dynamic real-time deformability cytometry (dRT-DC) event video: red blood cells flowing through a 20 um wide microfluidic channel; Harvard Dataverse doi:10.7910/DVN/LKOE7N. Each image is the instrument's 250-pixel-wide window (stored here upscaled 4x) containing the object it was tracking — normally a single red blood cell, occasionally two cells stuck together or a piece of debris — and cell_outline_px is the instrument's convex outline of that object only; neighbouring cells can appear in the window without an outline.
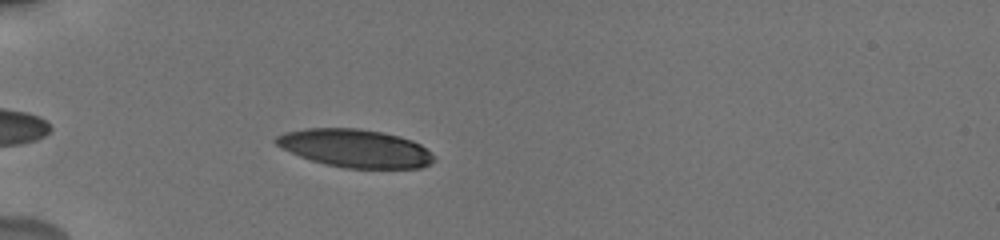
{"species": "human", "species_latin": "Homo sapiens", "temperature_condition": "cold", "stored_images_in_passage": 56, "camera_frame_rate_fps": 3000, "um_per_image_px": 0.085, "donor": {"sex": "male"}, "frame": {"image": 1, "passage_image": 4, "time_ms": 1.0, "image_size_px": [1000, 240], "cell_outline_px": [[436, 160], [420, 168], [344, 168], [324, 164], [300, 156], [276, 144], [272, 140], [276, 136], [284, 132], [308, 128], [360, 128], [400, 136], [412, 140], [420, 144], [436, 156]], "centroid_in_image_um": [30.21, 12.6], "position_along_channel_um": 54.8, "area_um2": 35.03}}
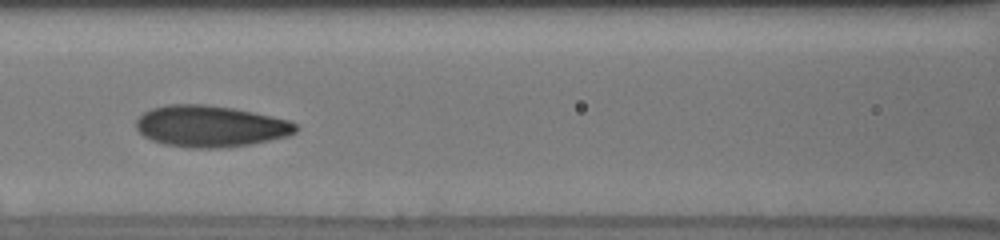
{"frame": {"image": 2, "passage_image": 19, "time_ms": 4.0, "image_size_px": [1000, 240], "cell_outline_px": [[300, 128], [296, 132], [288, 136], [252, 144], [224, 148], [192, 148], [164, 144], [152, 140], [144, 136], [136, 128], [136, 120], [144, 112], [152, 108], [168, 104], [204, 104], [232, 108], [272, 116], [288, 120], [296, 124]], "centroid_in_image_um": [17.9, 10.74], "position_along_channel_um": 148.7, "area_um2": 38.61}}
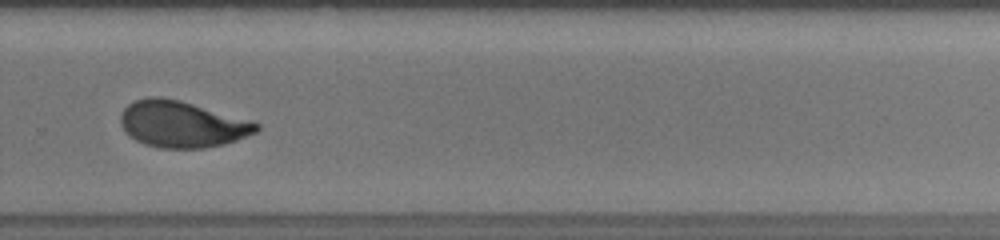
{"frame": {"image": 3, "passage_image": 42, "time_ms": 8.333, "image_size_px": [1000, 240], "cell_outline_px": [[260, 128], [256, 132], [236, 140], [224, 144], [204, 148], [160, 148], [144, 144], [136, 140], [124, 132], [120, 124], [120, 116], [124, 108], [128, 104], [136, 100], [148, 96], [160, 96], [180, 100], [252, 120], [260, 124]], "centroid_in_image_um": [15.46, 10.55], "position_along_channel_um": 314.3, "area_um2": 36.99}, "authors_computed_cell_mechanics": {"area_um2": 37.3966, "velocity_mm_per_s": 3.8346, "shape_relaxation_time_tau1_ms": 3.4848, "shape_relaxation_time_tau2_ms": 1.0721, "deformation_change_tau1": 0.1672, "deformation_change_tau2": 0.0719}}